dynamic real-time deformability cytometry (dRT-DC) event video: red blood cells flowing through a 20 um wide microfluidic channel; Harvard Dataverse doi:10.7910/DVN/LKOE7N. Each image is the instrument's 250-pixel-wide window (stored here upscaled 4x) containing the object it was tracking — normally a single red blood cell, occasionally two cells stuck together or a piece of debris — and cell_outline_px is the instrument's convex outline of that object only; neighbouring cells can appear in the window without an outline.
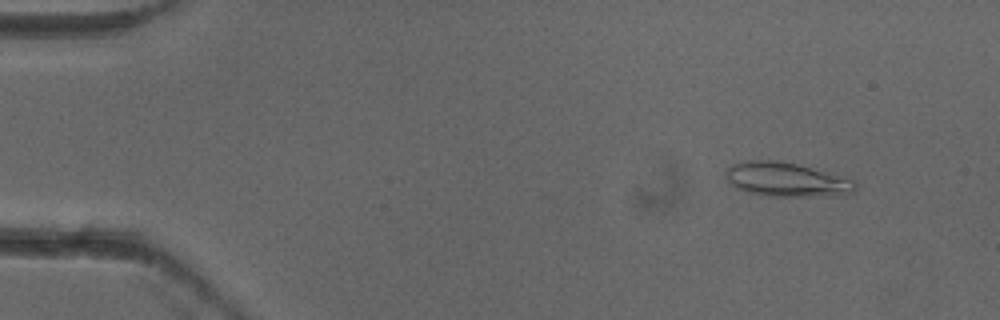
{"species": "common noctule bat (a hibernating species)", "species_latin": "Nyctalus noctula", "temperature_condition": "cold", "stored_images_in_passage": 6, "camera_frame_rate_fps": 3000, "um_per_image_px": 0.085, "animal": {"sex": "female"}, "frame": {"image": 1, "passage_image": 2, "time_ms": 0.333, "image_size_px": [1000, 320], "cell_outline_px": [[856, 188], [852, 192], [844, 196], [768, 196], [748, 192], [736, 188], [728, 184], [724, 172], [732, 164], [748, 160], [772, 160], [796, 164], [852, 180], [856, 184]], "centroid_in_image_um": [66.79, 15.28], "position_along_channel_um": 18.2, "area_um2": 25.61}}